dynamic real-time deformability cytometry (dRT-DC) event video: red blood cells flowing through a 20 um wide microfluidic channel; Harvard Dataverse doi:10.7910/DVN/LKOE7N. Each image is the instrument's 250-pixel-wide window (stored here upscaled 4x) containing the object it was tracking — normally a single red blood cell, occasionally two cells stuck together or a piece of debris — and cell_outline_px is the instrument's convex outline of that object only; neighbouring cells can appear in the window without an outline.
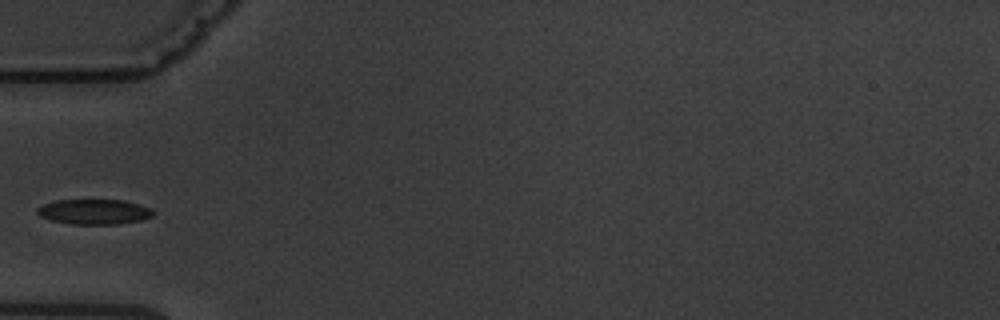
{"species": "common noctule bat (a hibernating species)", "species_latin": "Nyctalus noctula", "temperature_condition": "warm", "stored_images_in_passage": 3, "camera_frame_rate_fps": 3000, "um_per_image_px": 0.085, "animal": {"sex": "male", "body_mass_g": 19.5, "forearm_length_mm": 54.6}, "frame": {"image": 1, "passage_image": 3, "time_ms": 2.333, "image_size_px": [1000, 320], "cell_outline_px": [[152, 216], [140, 220], [120, 224], [72, 224], [52, 220], [40, 216], [36, 212], [36, 208], [44, 204], [56, 200], [124, 200], [152, 208]], "centroid_in_image_um": [7.99, 18.0], "position_along_channel_um": 77.0, "area_um2": 16.88}}